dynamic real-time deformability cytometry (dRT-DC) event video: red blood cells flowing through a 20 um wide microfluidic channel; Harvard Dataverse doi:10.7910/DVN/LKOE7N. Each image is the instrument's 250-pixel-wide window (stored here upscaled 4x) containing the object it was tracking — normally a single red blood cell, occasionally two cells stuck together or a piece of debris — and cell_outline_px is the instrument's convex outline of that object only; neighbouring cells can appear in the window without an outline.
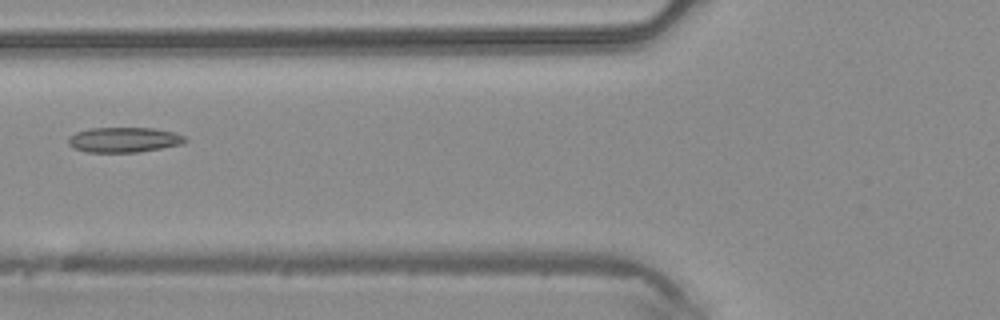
{"species": "common noctule bat (a hibernating species)", "species_latin": "Nyctalus noctula", "temperature_condition": "warm", "stored_images_in_passage": 6, "camera_frame_rate_fps": 3000, "um_per_image_px": 0.085, "animal": {"sex": "male", "body_mass_g": 20.4}, "frame": {"image": 1, "passage_image": 6, "time_ms": 1.667, "image_size_px": [1000, 320], "cell_outline_px": [[188, 140], [184, 144], [140, 152], [88, 152], [72, 148], [68, 144], [68, 136], [76, 132], [92, 128], [152, 128], [176, 132], [184, 136]], "centroid_in_image_um": [10.56, 11.88], "position_along_channel_um": 115.2, "area_um2": 17.28}}